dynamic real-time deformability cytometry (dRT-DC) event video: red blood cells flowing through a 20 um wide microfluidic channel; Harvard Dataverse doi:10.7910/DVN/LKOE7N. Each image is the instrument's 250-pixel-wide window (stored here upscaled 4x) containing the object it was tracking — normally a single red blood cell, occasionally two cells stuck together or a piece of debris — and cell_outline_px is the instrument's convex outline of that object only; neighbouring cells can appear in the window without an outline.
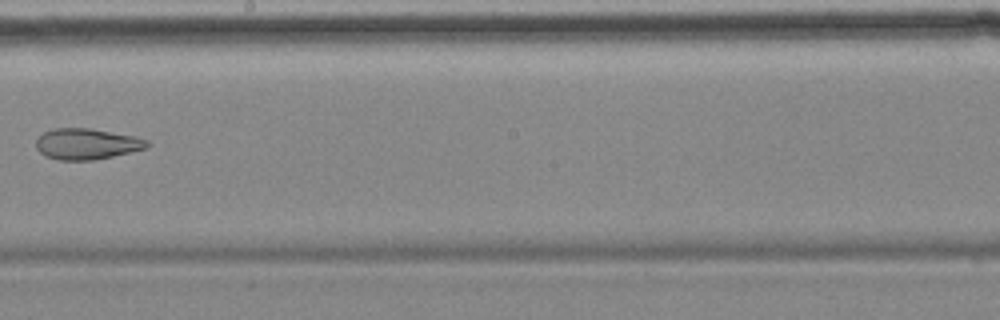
{"species": "common noctule bat (a hibernating species)", "species_latin": "Nyctalus noctula", "temperature_condition": "cold", "stored_images_in_passage": 9, "camera_frame_rate_fps": 3000, "um_per_image_px": 0.085, "animal": {"sex": "female", "body_mass_g": 18.4}, "frame": {"image": 1, "passage_image": 8, "time_ms": 9.0, "image_size_px": [1000, 320], "cell_outline_px": [[152, 144], [148, 148], [112, 156], [92, 160], [60, 160], [48, 156], [40, 152], [36, 148], [36, 140], [44, 132], [56, 128], [92, 128], [136, 136], [148, 140]], "centroid_in_image_um": [7.43, 12.22], "position_along_channel_um": 240.8, "area_um2": 20.06}}